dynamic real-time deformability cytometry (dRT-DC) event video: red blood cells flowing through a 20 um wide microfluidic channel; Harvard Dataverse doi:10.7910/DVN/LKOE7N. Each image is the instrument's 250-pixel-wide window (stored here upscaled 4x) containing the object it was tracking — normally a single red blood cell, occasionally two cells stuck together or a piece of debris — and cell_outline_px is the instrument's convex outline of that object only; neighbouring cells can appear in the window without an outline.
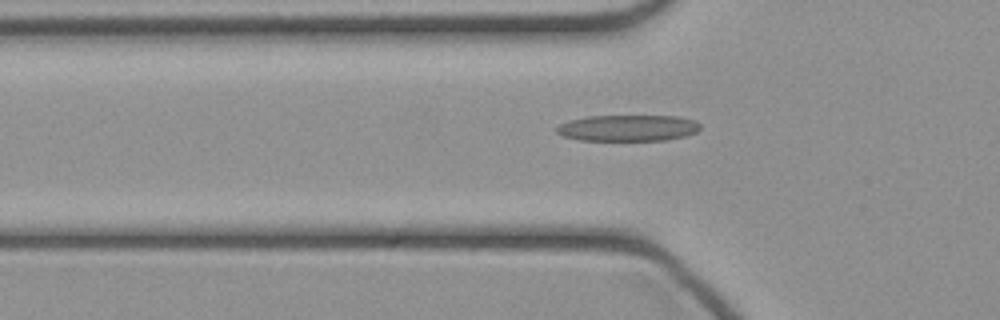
{"species": "common noctule bat (a hibernating species)", "species_latin": "Nyctalus noctula", "temperature_condition": "cold", "stored_images_in_passage": 34, "camera_frame_rate_fps": 3000, "um_per_image_px": 0.085, "animal": {"sex": "female", "body_mass_g": 21.9}, "frame": {"image": 1, "passage_image": 4, "time_ms": 1.0, "image_size_px": [1000, 320], "cell_outline_px": [[700, 128], [696, 132], [684, 136], [668, 140], [580, 140], [564, 136], [556, 132], [556, 128], [560, 124], [568, 120], [588, 116], [676, 116], [696, 120], [700, 124]], "centroid_in_image_um": [53.38, 10.87], "position_along_channel_um": 72.4, "area_um2": 21.96}}
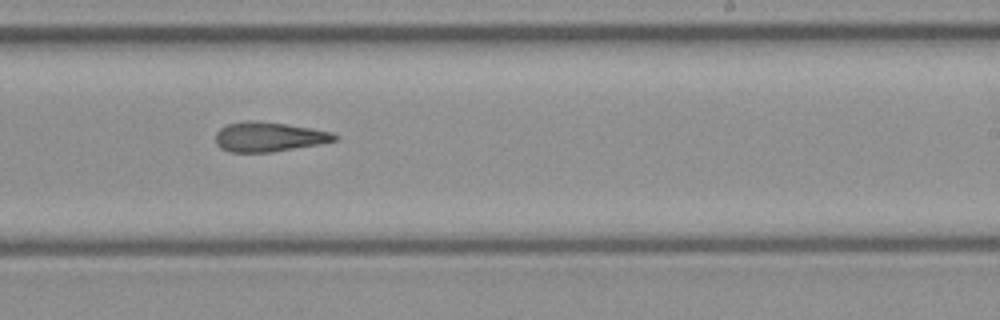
{"frame": {"image": 2, "passage_image": 17, "time_ms": 5.333, "image_size_px": [1000, 320], "cell_outline_px": [[336, 140], [320, 144], [272, 152], [228, 152], [220, 148], [216, 144], [216, 132], [220, 128], [228, 124], [248, 120], [256, 120], [312, 128], [332, 132], [336, 136]], "centroid_in_image_um": [22.82, 11.63], "position_along_channel_um": 266.2, "area_um2": 20.52}}
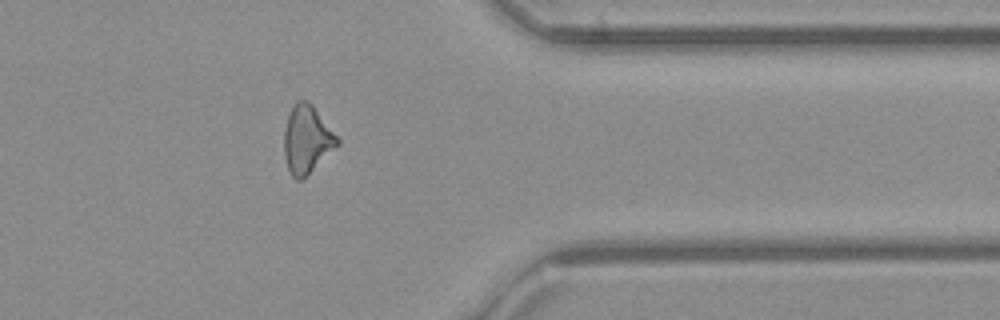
{"frame": {"image": 3, "passage_image": 26, "time_ms": 8.333, "image_size_px": [1000, 320], "cell_outline_px": [[340, 144], [300, 180], [296, 180], [292, 176], [288, 168], [284, 156], [284, 128], [288, 116], [296, 100], [308, 100], [312, 104], [340, 140]], "centroid_in_image_um": [26.07, 11.83], "position_along_channel_um": 385.3, "area_um2": 20.75}}